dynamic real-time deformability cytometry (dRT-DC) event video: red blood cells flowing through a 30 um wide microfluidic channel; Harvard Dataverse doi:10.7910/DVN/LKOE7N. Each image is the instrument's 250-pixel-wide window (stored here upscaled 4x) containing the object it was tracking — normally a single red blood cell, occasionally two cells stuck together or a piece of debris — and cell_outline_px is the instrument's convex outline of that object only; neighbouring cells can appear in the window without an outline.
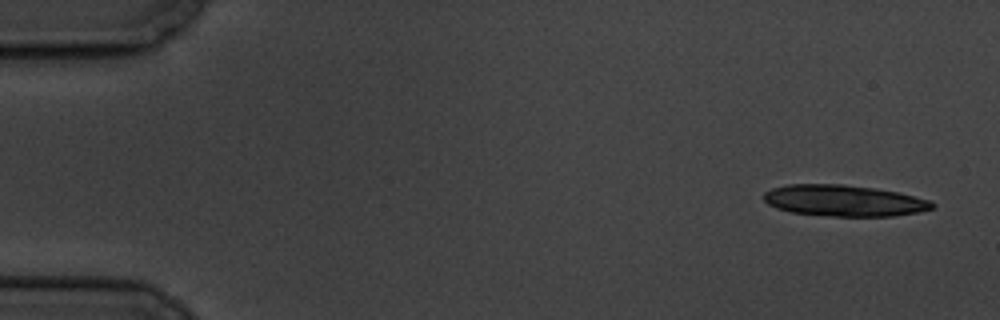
{"species": "common noctule bat (a hibernating species)", "species_latin": "Nyctalus noctula", "temperature_condition": "cold", "stored_images_in_passage": 9, "camera_frame_rate_fps": 3000, "um_per_image_px": 0.085, "animal": {"sex": "male", "body_mass_g": 19.5, "forearm_length_mm": 54.6}, "frame": {"image": 1, "passage_image": 1, "time_ms": 0.0, "image_size_px": [1000, 320], "cell_outline_px": [[936, 204], [932, 208], [920, 212], [892, 216], [832, 216], [792, 212], [776, 208], [768, 204], [764, 200], [764, 192], [772, 188], [788, 184], [844, 184], [876, 188], [900, 192], [932, 200]], "centroid_in_image_um": [71.78, 17.04], "position_along_channel_um": 13.2, "area_um2": 30.92}}
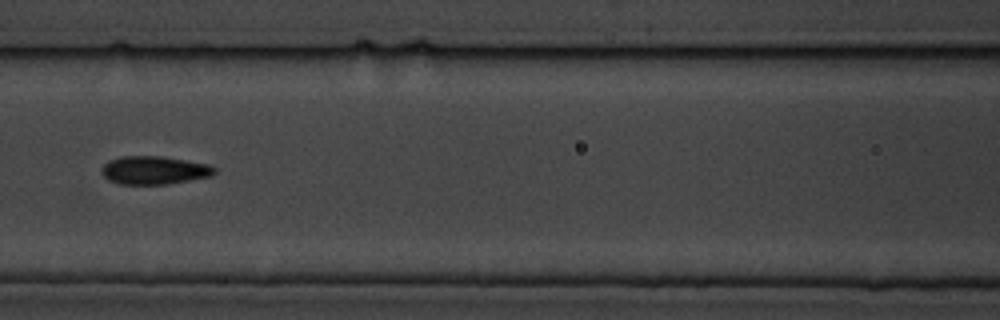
{"frame": {"image": 2, "passage_image": 8, "time_ms": 8.0, "image_size_px": [1000, 320], "cell_outline_px": [[216, 172], [212, 176], [168, 184], [120, 184], [108, 180], [100, 172], [100, 168], [108, 160], [120, 156], [160, 156], [208, 164], [216, 168]], "centroid_in_image_um": [13.07, 14.47], "position_along_channel_um": 153.5, "area_um2": 18.67}}
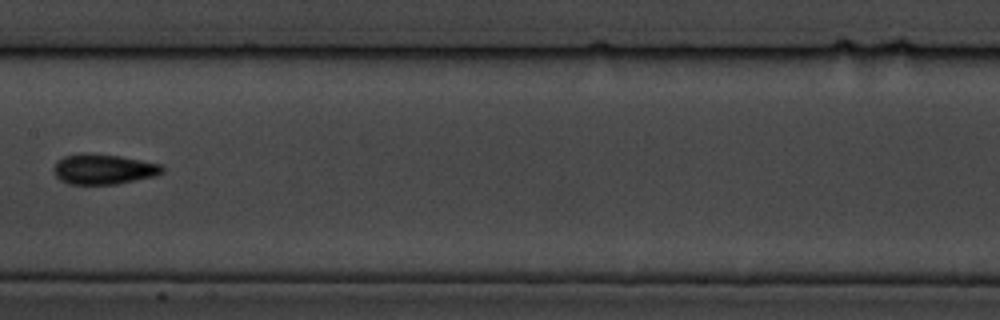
{"frame": {"image": 3, "passage_image": 9, "time_ms": 9.333, "image_size_px": [1000, 320], "cell_outline_px": [[164, 172], [156, 176], [116, 184], [68, 184], [60, 180], [52, 172], [52, 168], [56, 160], [64, 156], [84, 152], [88, 152], [120, 156], [160, 164], [164, 168]], "centroid_in_image_um": [8.75, 14.37], "position_along_channel_um": 198.7, "area_um2": 19.42}}